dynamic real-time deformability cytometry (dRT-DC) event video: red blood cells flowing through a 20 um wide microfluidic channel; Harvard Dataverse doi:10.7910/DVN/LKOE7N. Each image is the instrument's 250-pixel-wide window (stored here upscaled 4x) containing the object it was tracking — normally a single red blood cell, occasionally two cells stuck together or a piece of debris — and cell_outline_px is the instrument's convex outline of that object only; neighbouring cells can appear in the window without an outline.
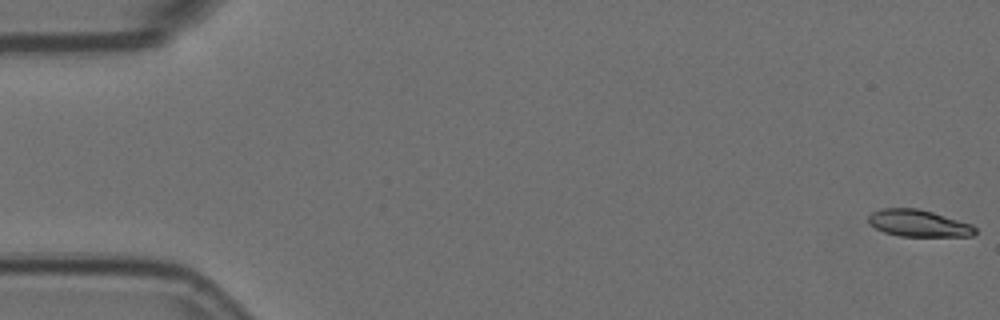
{"species": "Egyptian fruit bat (a non-hibernating species)", "species_latin": "Rousettus aegyptiacus", "temperature_condition": "room temperature", "stored_images_in_passage": 57, "camera_frame_rate_fps": 3000, "um_per_image_px": 0.085, "animal": {"sex": "female"}, "frame": {"image": 1, "passage_image": 1, "time_ms": 0.0, "image_size_px": [1000, 320], "cell_outline_px": [[976, 232], [972, 236], [900, 236], [884, 232], [868, 224], [868, 216], [872, 212], [884, 208], [916, 208], [932, 212], [972, 224], [976, 228]], "centroid_in_image_um": [78.06, 18.98], "position_along_channel_um": 6.9, "area_um2": 16.65}}
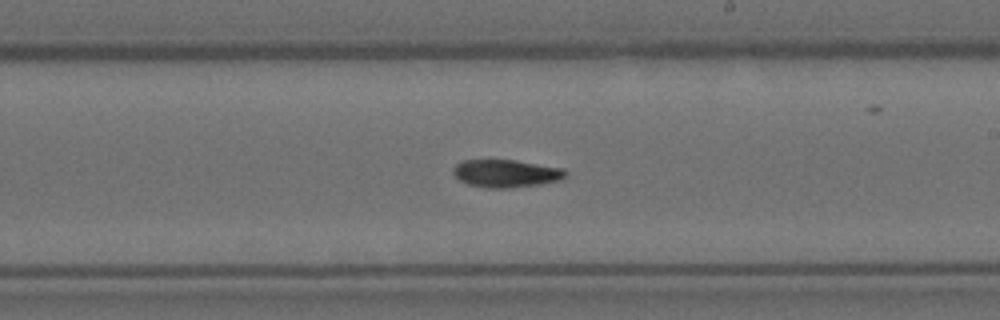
{"frame": {"image": 2, "passage_image": 33, "time_ms": 10.667, "image_size_px": [1000, 320], "cell_outline_px": [[568, 176], [560, 180], [540, 184], [504, 188], [488, 188], [468, 184], [460, 180], [452, 172], [452, 168], [456, 164], [464, 160], [516, 160], [564, 168], [568, 172]], "centroid_in_image_um": [43.04, 14.73], "position_along_channel_um": 246.0, "area_um2": 18.21}}
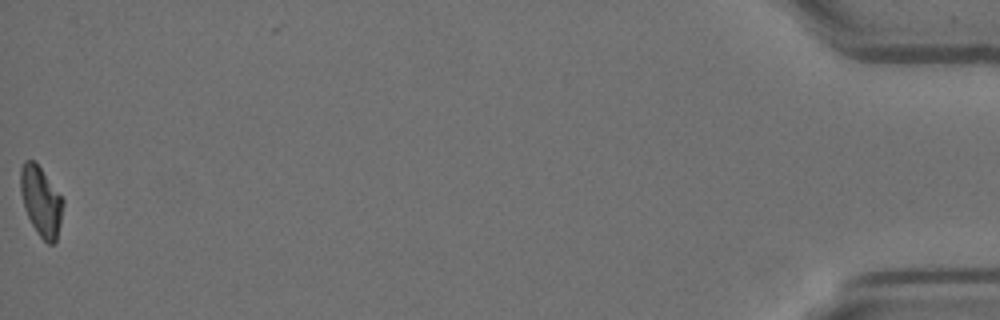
{"frame": {"image": 3, "passage_image": 57, "time_ms": 18.667, "image_size_px": [1000, 320], "cell_outline_px": [[64, 204], [60, 224], [56, 240], [52, 244], [48, 244], [40, 236], [32, 224], [24, 208], [20, 192], [20, 168], [24, 160], [32, 160], [40, 168], [64, 200]], "centroid_in_image_um": [3.47, 17.1], "position_along_channel_um": 431.7, "area_um2": 16.99}}